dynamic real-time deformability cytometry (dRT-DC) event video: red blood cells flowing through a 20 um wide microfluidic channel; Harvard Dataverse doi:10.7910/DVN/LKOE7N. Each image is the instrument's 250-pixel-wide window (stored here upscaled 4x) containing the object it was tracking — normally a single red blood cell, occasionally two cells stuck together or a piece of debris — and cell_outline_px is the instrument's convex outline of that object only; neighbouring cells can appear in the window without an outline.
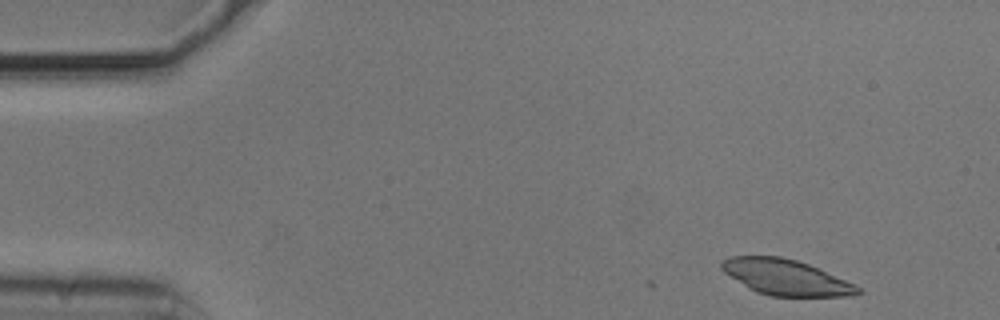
{"species": "common noctule bat (a hibernating species)", "species_latin": "Nyctalus noctula", "temperature_condition": "cold", "stored_images_in_passage": 14, "camera_frame_rate_fps": 3000, "um_per_image_px": 0.085, "animal": {"sex": "male", "body_mass_g": 20.5, "forearm_length_mm": 52.5}, "frame": {"image": 1, "passage_image": 2, "time_ms": 0.333, "image_size_px": [1000, 320], "cell_outline_px": [[864, 292], [848, 296], [768, 296], [756, 292], [748, 288], [724, 272], [720, 268], [720, 260], [728, 256], [780, 256], [796, 260], [808, 264], [856, 284]], "centroid_in_image_um": [66.77, 23.57], "position_along_channel_um": 18.2, "area_um2": 28.38}}